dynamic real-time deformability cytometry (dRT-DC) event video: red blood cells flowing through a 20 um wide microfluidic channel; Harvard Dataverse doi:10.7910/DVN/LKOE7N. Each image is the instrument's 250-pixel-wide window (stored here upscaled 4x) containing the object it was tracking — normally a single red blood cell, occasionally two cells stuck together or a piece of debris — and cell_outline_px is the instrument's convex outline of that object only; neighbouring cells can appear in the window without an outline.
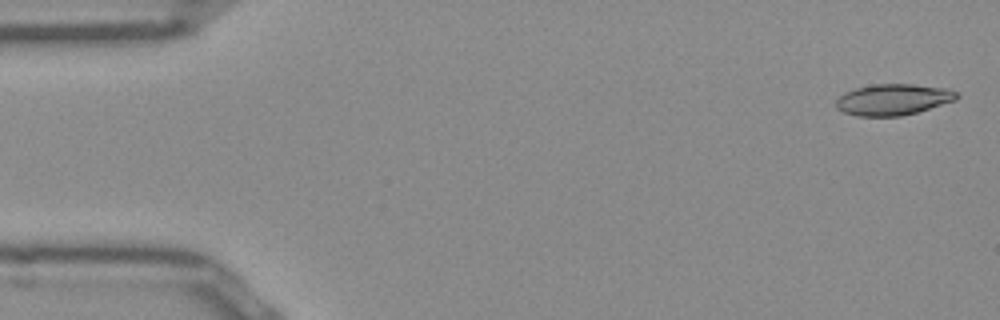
{"species": "Egyptian fruit bat (a non-hibernating species)", "species_latin": "Rousettus aegyptiacus", "temperature_condition": "room temperature", "stored_images_in_passage": 52, "camera_frame_rate_fps": 3000, "um_per_image_px": 0.085, "frame": {"image": 1, "passage_image": 2, "time_ms": 0.333, "image_size_px": [1000, 320], "cell_outline_px": [[960, 96], [956, 100], [916, 112], [900, 116], [856, 116], [844, 112], [836, 108], [836, 100], [844, 92], [856, 88], [872, 84], [912, 84], [944, 88], [956, 92]], "centroid_in_image_um": [75.89, 8.46], "position_along_channel_um": 9.1, "area_um2": 21.79}}
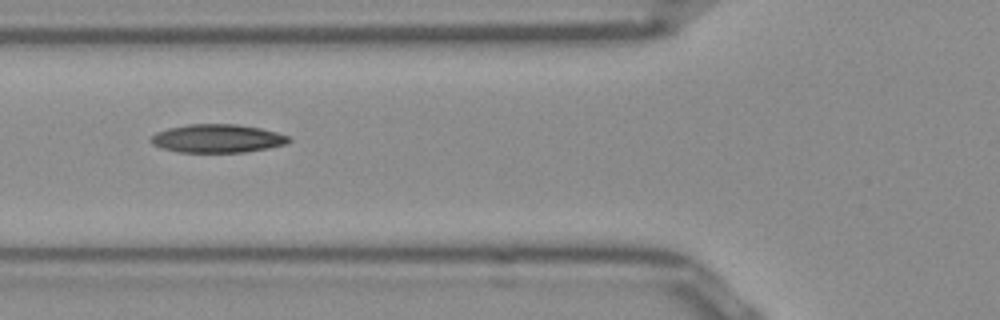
{"frame": {"image": 2, "passage_image": 19, "time_ms": 6.0, "image_size_px": [1000, 320], "cell_outline_px": [[292, 140], [284, 144], [268, 148], [244, 152], [180, 152], [164, 148], [152, 144], [148, 140], [156, 132], [168, 128], [188, 124], [236, 124], [260, 128], [276, 132], [288, 136]], "centroid_in_image_um": [18.46, 11.76], "position_along_channel_um": 107.3, "area_um2": 22.66}}
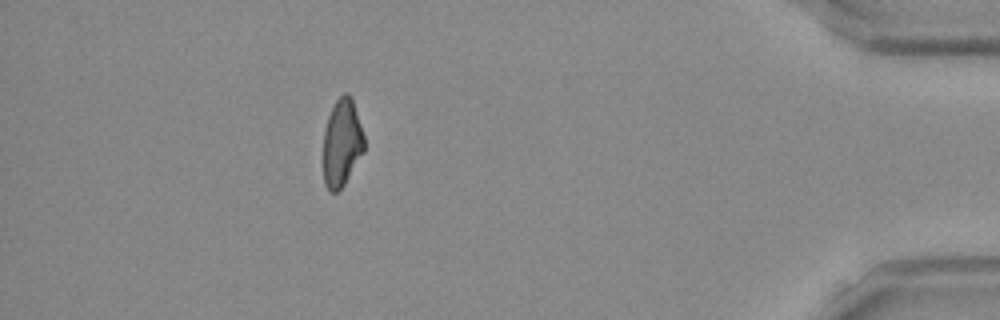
{"frame": {"image": 3, "passage_image": 46, "time_ms": 15.0, "image_size_px": [1000, 320], "cell_outline_px": [[364, 152], [344, 184], [336, 192], [332, 192], [324, 184], [324, 132], [328, 116], [336, 100], [344, 92], [348, 92], [352, 96], [364, 136]], "centroid_in_image_um": [29.07, 12.11], "position_along_channel_um": 406.1, "area_um2": 20.75}, "authors_computed_cell_mechanics": {"area_um2": 22.1085, "velocity_mm_per_s": 3.9259, "shape_relaxation_time_tau1_ms": null, "shape_relaxation_time_tau2_ms": 7.1845, "deformation_change_tau1": null, "deformation_change_tau2": 0.1584}}